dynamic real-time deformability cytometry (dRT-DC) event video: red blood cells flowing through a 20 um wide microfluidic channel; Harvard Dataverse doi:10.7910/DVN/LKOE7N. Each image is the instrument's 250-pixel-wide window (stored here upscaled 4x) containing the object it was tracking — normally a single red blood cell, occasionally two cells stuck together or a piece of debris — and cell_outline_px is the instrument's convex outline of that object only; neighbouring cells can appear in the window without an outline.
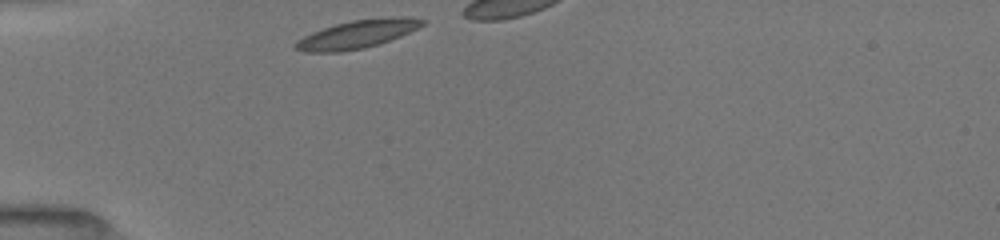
{"species": "common noctule bat (a hibernating species)", "species_latin": "Nyctalus noctula", "temperature_condition": "room temperature", "stored_images_in_passage": 17, "camera_frame_rate_fps": 3000, "um_per_image_px": 0.085, "animal": {"sex": "female", "body_mass_g": 19.5, "forearm_length_mm": 54.1}, "frame": {"image": 1, "passage_image": 1, "time_ms": 0.0, "image_size_px": [1000, 240], "cell_outline_px": [[428, 20], [424, 24], [400, 36], [380, 44], [364, 48], [340, 52], [304, 52], [296, 48], [292, 44], [296, 40], [312, 32], [336, 24], [352, 20], [392, 16], [404, 16]], "centroid_in_image_um": [30.37, 2.9], "position_along_channel_um": 54.6, "area_um2": 20.87}}
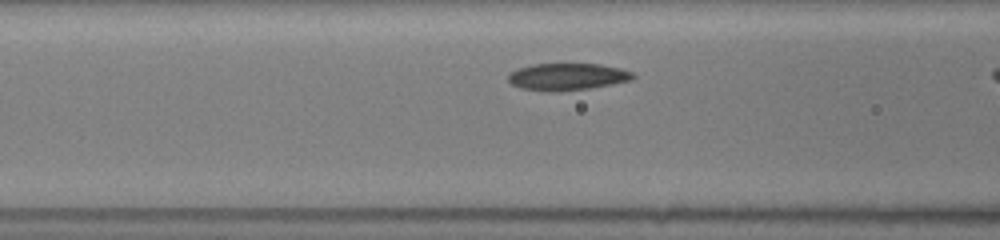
{"frame": {"image": 2, "passage_image": 11, "time_ms": 2.0, "image_size_px": [1000, 240], "cell_outline_px": [[636, 76], [632, 80], [612, 84], [588, 88], [556, 92], [544, 92], [520, 88], [512, 84], [508, 80], [508, 76], [512, 72], [520, 68], [532, 64], [600, 64], [620, 68], [632, 72]], "centroid_in_image_um": [48.23, 6.53], "position_along_channel_um": 118.4, "area_um2": 19.65}}
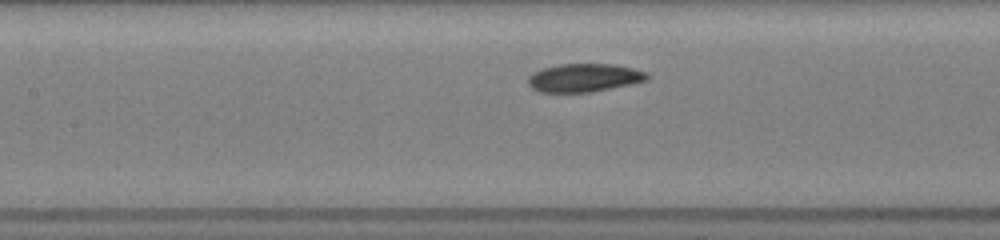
{"frame": {"image": 3, "passage_image": 15, "time_ms": 3.0, "image_size_px": [1000, 240], "cell_outline_px": [[648, 80], [592, 92], [540, 92], [532, 88], [528, 84], [528, 76], [532, 72], [544, 68], [560, 64], [612, 64], [632, 68], [648, 72]], "centroid_in_image_um": [49.63, 6.61], "position_along_channel_um": 157.8, "area_um2": 19.54}}